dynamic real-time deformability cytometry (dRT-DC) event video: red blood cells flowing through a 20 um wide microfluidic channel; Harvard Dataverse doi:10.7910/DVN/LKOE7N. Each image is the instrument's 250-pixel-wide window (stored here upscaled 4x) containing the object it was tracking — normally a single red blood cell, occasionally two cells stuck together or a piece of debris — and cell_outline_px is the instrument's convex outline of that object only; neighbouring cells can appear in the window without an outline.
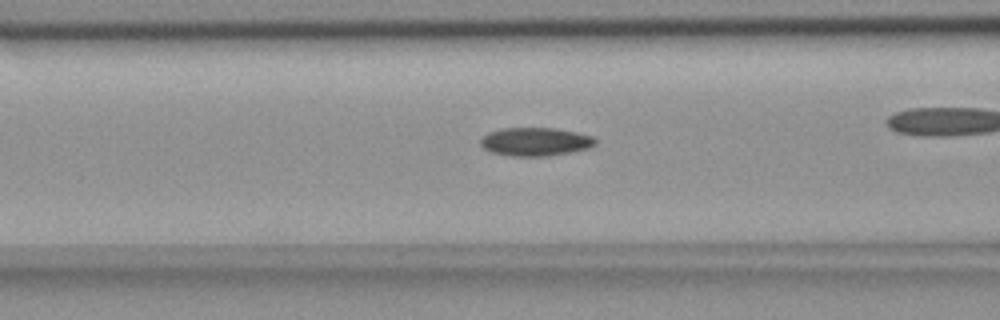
{"species": "common noctule bat (a hibernating species)", "species_latin": "Nyctalus noctula", "temperature_condition": "room temperature", "stored_images_in_passage": 32, "camera_frame_rate_fps": 3000, "um_per_image_px": 0.085, "animal": {"sex": "female", "body_mass_g": 18.4}, "frame": {"image": 1, "passage_image": 10, "time_ms": 3.0, "image_size_px": [1000, 320], "cell_outline_px": [[596, 144], [588, 148], [568, 152], [544, 156], [516, 156], [492, 152], [484, 148], [480, 144], [480, 140], [488, 132], [500, 128], [552, 128], [576, 132], [592, 136], [596, 140]], "centroid_in_image_um": [45.49, 12.03], "position_along_channel_um": 121.1, "area_um2": 18.73}}
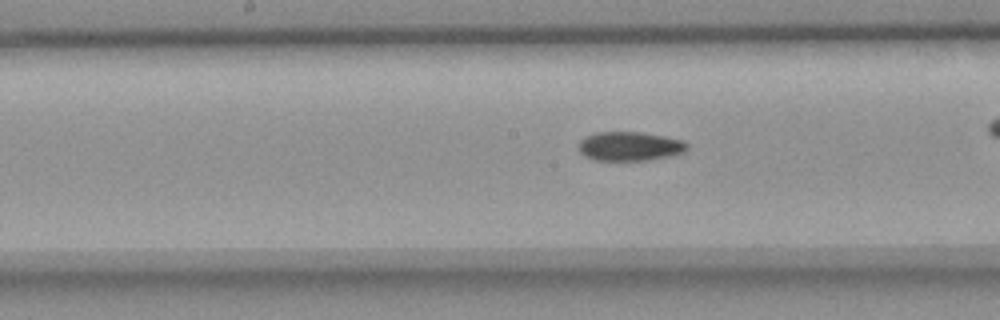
{"frame": {"image": 2, "passage_image": 16, "time_ms": 5.0, "image_size_px": [1000, 320], "cell_outline_px": [[688, 148], [684, 152], [668, 156], [648, 160], [592, 160], [584, 156], [580, 152], [580, 140], [596, 132], [640, 132], [664, 136], [684, 140], [688, 144]], "centroid_in_image_um": [53.55, 12.43], "position_along_channel_um": 194.7, "area_um2": 18.32}}
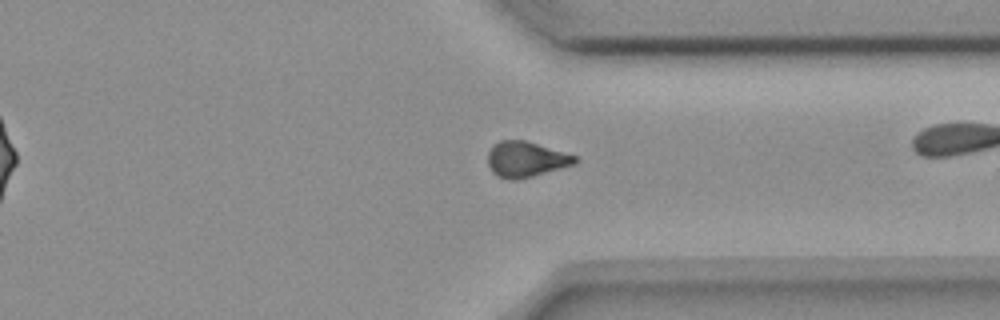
{"frame": {"image": 3, "passage_image": 30, "time_ms": 9.667, "image_size_px": [1000, 320], "cell_outline_px": [[580, 160], [576, 164], [532, 176], [516, 180], [512, 180], [496, 176], [492, 172], [488, 164], [488, 152], [492, 144], [500, 140], [524, 140], [576, 156]], "centroid_in_image_um": [44.68, 13.54], "position_along_channel_um": 366.7, "area_um2": 18.03}}